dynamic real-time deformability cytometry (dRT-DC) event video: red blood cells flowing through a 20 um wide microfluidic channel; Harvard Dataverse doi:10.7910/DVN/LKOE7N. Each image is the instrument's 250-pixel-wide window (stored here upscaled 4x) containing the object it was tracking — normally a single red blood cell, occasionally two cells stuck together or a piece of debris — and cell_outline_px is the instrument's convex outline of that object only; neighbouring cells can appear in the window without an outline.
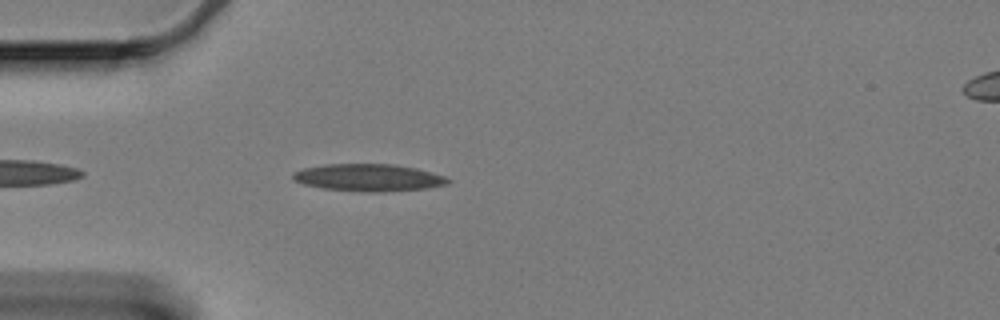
{"species": "Egyptian fruit bat (a non-hibernating species)", "species_latin": "Rousettus aegyptiacus", "temperature_condition": "cold", "stored_images_in_passage": 18, "camera_frame_rate_fps": 3000, "um_per_image_px": 0.085, "animal": {"sex": "female"}, "frame": {"image": 1, "passage_image": 3, "time_ms": 0.667, "image_size_px": [1000, 320], "cell_outline_px": [[452, 180], [448, 184], [428, 188], [380, 192], [368, 192], [324, 188], [304, 184], [292, 180], [292, 172], [304, 168], [324, 164], [396, 164], [416, 168], [444, 176]], "centroid_in_image_um": [31.33, 15.09], "position_along_channel_um": 53.7, "area_um2": 24.62}}
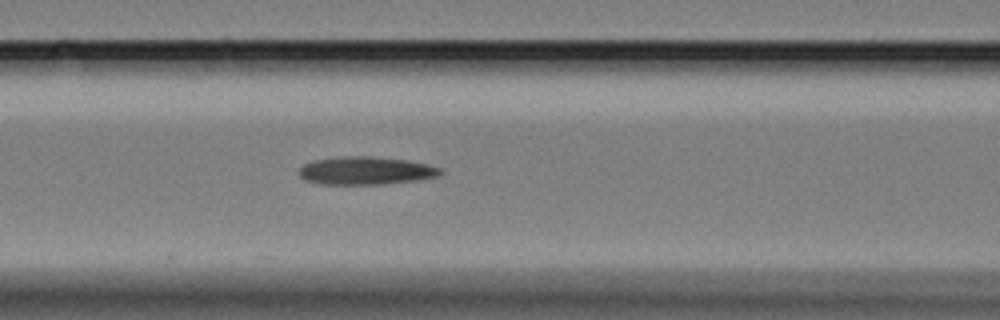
{"frame": {"image": 2, "passage_image": 11, "time_ms": 3.333, "image_size_px": [1000, 320], "cell_outline_px": [[444, 172], [436, 176], [416, 180], [384, 184], [320, 184], [304, 180], [300, 176], [300, 168], [304, 164], [316, 160], [348, 156], [372, 156], [408, 160], [428, 164], [440, 168]], "centroid_in_image_um": [31.11, 14.51], "position_along_channel_um": 135.5, "area_um2": 22.89}}
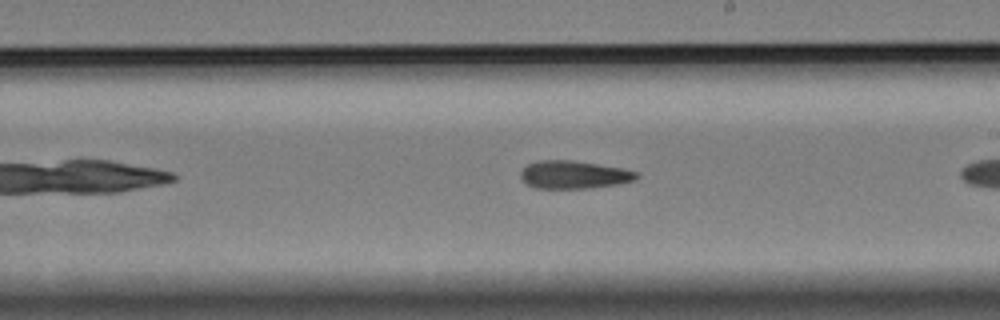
{"frame": {"image": 3, "passage_image": 17, "time_ms": 5.333, "image_size_px": [1000, 320], "cell_outline_px": [[640, 176], [636, 180], [620, 184], [588, 188], [536, 188], [520, 180], [520, 172], [528, 164], [540, 160], [572, 160], [624, 168], [640, 172]], "centroid_in_image_um": [48.83, 14.85], "position_along_channel_um": 240.2, "area_um2": 19.07}}